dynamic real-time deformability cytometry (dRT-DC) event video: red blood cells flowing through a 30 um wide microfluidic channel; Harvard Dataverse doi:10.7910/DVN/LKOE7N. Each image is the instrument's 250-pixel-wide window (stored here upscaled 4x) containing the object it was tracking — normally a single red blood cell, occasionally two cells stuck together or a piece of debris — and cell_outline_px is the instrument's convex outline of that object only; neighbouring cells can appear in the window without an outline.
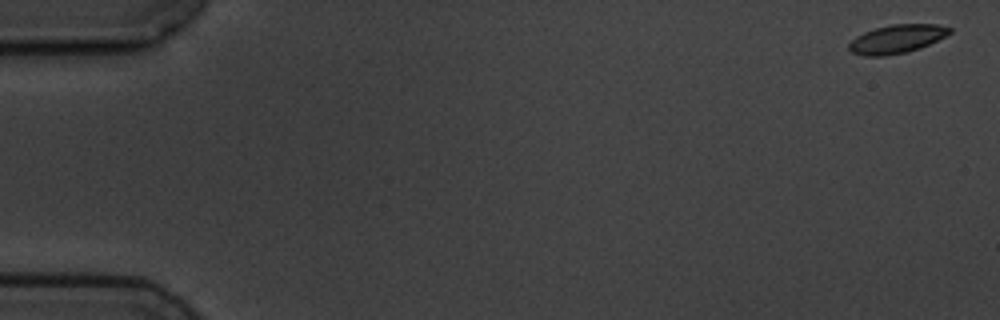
{"species": "common noctule bat (a hibernating species)", "species_latin": "Nyctalus noctula", "temperature_condition": "cold", "stored_images_in_passage": 6, "camera_frame_rate_fps": 3000, "um_per_image_px": 0.085, "animal": {"sex": "male", "body_mass_g": 19.5, "forearm_length_mm": 54.6}, "frame": {"image": 1, "passage_image": 1, "time_ms": 0.0, "image_size_px": [1000, 320], "cell_outline_px": [[952, 32], [920, 48], [904, 52], [884, 56], [864, 56], [852, 52], [848, 48], [848, 44], [856, 36], [864, 32], [876, 28], [892, 24], [936, 24], [952, 28]], "centroid_in_image_um": [76.2, 3.31], "position_along_channel_um": 8.8, "area_um2": 16.53}}
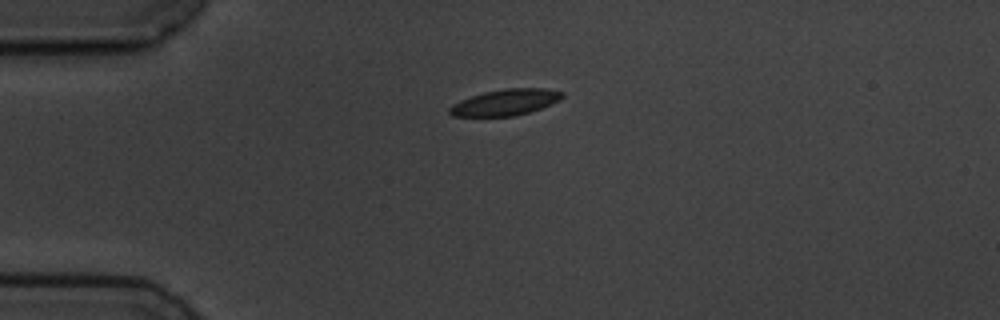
{"frame": {"image": 2, "passage_image": 4, "time_ms": 4.333, "image_size_px": [1000, 320], "cell_outline_px": [[564, 96], [560, 100], [540, 108], [516, 116], [452, 116], [448, 112], [448, 108], [452, 104], [460, 100], [484, 92], [504, 88], [544, 88], [564, 92]], "centroid_in_image_um": [42.95, 8.69], "position_along_channel_um": 42.1, "area_um2": 17.17}}
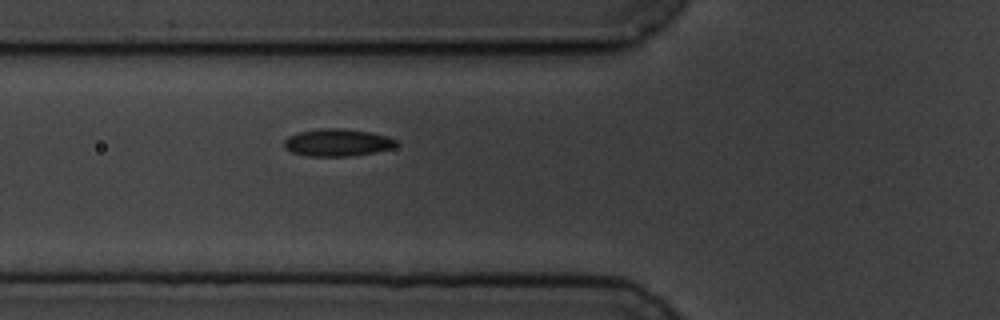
{"frame": {"image": 3, "passage_image": 6, "time_ms": 6.667, "image_size_px": [1000, 320], "cell_outline_px": [[400, 144], [392, 148], [352, 156], [308, 156], [292, 152], [284, 148], [284, 140], [288, 136], [300, 132], [320, 128], [344, 128], [368, 132], [388, 136], [396, 140]], "centroid_in_image_um": [28.68, 12.11], "position_along_channel_um": 97.1, "area_um2": 17.86}}